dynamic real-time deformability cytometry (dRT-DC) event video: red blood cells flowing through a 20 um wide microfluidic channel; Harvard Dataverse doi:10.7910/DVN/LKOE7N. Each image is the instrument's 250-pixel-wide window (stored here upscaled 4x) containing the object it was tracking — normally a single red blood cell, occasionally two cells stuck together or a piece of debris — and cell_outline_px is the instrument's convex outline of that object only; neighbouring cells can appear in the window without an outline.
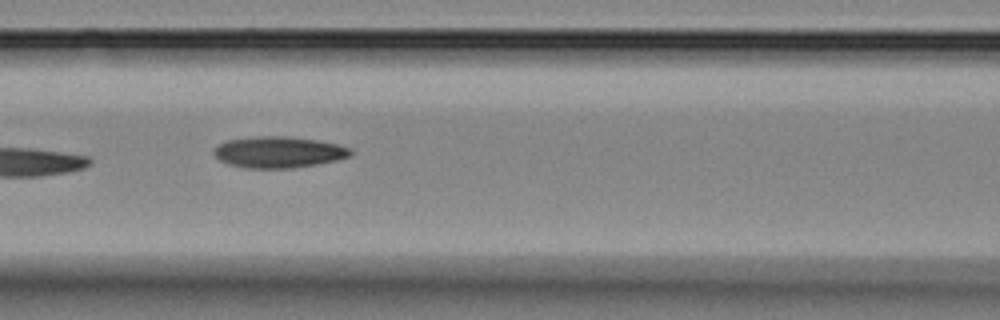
{"species": "Egyptian fruit bat (a non-hibernating species)", "species_latin": "Rousettus aegyptiacus", "temperature_condition": "room temperature", "stored_images_in_passage": 9, "camera_frame_rate_fps": 3000, "um_per_image_px": 0.085, "animal": {"sex": "female"}, "frame": {"image": 1, "passage_image": 6, "time_ms": 6.667, "image_size_px": [1000, 320], "cell_outline_px": [[352, 156], [336, 160], [316, 164], [292, 168], [244, 168], [228, 164], [220, 160], [212, 152], [220, 144], [228, 140], [256, 136], [292, 136], [316, 140], [336, 144], [348, 148], [352, 152]], "centroid_in_image_um": [23.67, 12.93], "position_along_channel_um": 142.9, "area_um2": 24.8}}
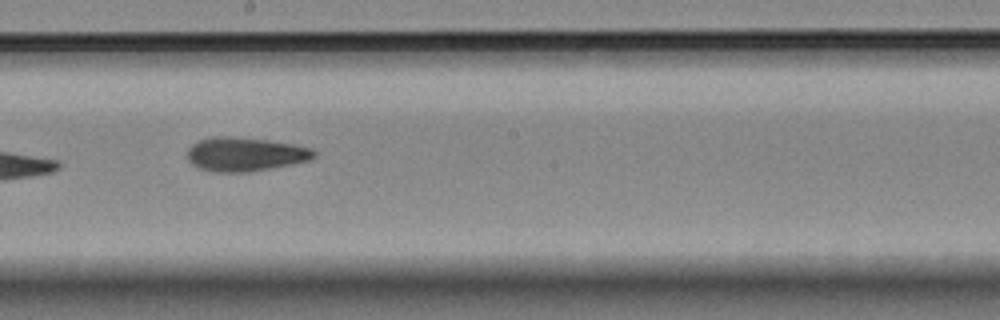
{"frame": {"image": 2, "passage_image": 8, "time_ms": 9.0, "image_size_px": [1000, 320], "cell_outline_px": [[316, 156], [312, 160], [272, 168], [244, 172], [216, 172], [200, 168], [192, 164], [188, 160], [188, 148], [192, 144], [200, 140], [212, 136], [232, 136], [268, 140], [292, 144], [312, 148], [316, 152]], "centroid_in_image_um": [20.86, 13.1], "position_along_channel_um": 227.3, "area_um2": 25.09}}
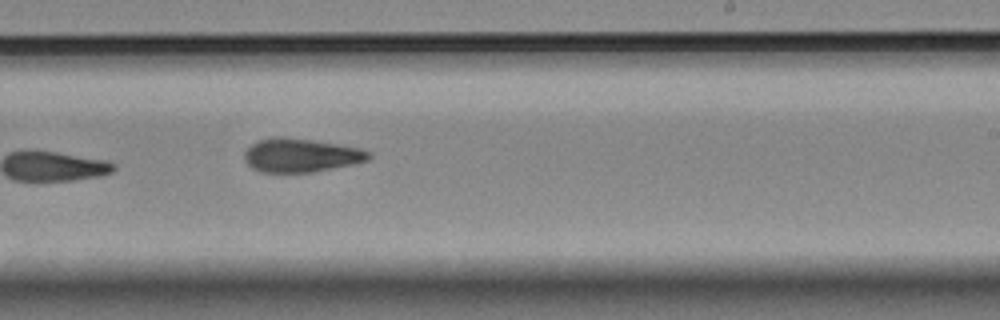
{"frame": {"image": 3, "passage_image": 9, "time_ms": 10.0, "image_size_px": [1000, 320], "cell_outline_px": [[372, 156], [368, 160], [352, 164], [312, 172], [260, 172], [252, 168], [244, 160], [244, 152], [252, 144], [260, 140], [272, 136], [284, 136], [312, 140], [360, 148], [368, 152]], "centroid_in_image_um": [25.54, 13.19], "position_along_channel_um": 263.5, "area_um2": 24.28}}